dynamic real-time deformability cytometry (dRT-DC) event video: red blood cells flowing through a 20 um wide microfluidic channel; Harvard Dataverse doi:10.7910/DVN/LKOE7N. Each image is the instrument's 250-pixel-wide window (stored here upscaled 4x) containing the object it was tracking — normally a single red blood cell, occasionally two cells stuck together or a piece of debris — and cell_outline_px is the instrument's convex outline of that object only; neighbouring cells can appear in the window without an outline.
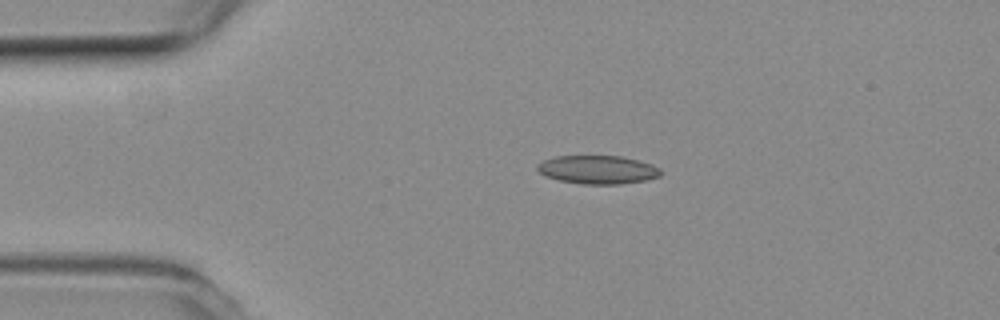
{"species": "common noctule bat (a hibernating species)", "species_latin": "Nyctalus noctula", "temperature_condition": "room temperature", "stored_images_in_passage": 43, "camera_frame_rate_fps": 3000, "um_per_image_px": 0.085, "animal": {"sex": "female", "body_mass_g": 19.3, "forearm_length_mm": 54.1}, "frame": {"image": 1, "passage_image": 1, "time_ms": 0.0, "image_size_px": [1000, 320], "cell_outline_px": [[660, 176], [644, 180], [620, 184], [584, 184], [560, 180], [544, 176], [536, 168], [536, 164], [544, 160], [556, 156], [620, 156], [652, 164], [660, 168]], "centroid_in_image_um": [50.78, 14.42], "position_along_channel_um": 34.2, "area_um2": 20.29}}
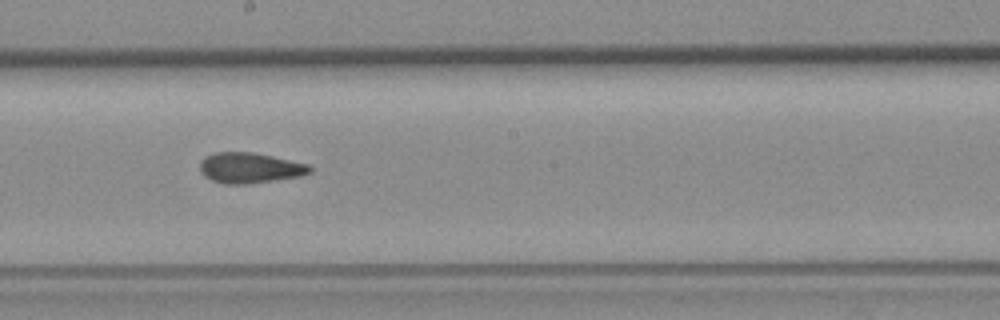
{"frame": {"image": 2, "passage_image": 19, "time_ms": 6.0, "image_size_px": [1000, 320], "cell_outline_px": [[312, 172], [300, 176], [276, 180], [244, 184], [224, 184], [212, 180], [204, 176], [200, 172], [200, 160], [204, 156], [216, 152], [252, 152], [272, 156], [308, 164], [312, 168]], "centroid_in_image_um": [21.21, 14.27], "position_along_channel_um": 227.0, "area_um2": 19.59}}
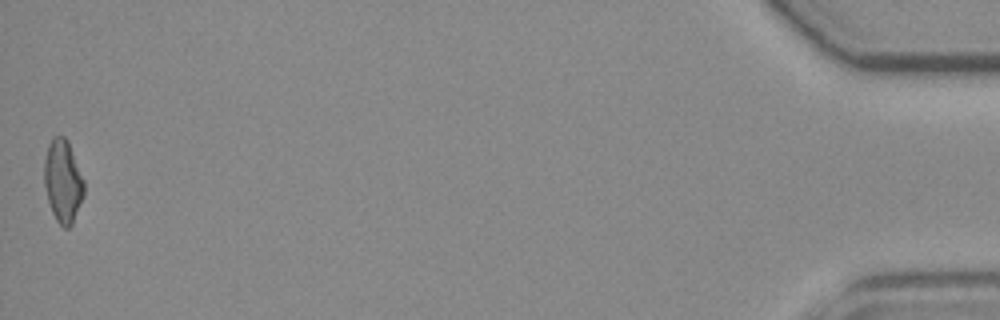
{"frame": {"image": 3, "passage_image": 43, "time_ms": 14.0, "image_size_px": [1000, 320], "cell_outline_px": [[84, 196], [72, 224], [68, 228], [64, 228], [56, 220], [52, 212], [48, 200], [44, 184], [44, 160], [48, 144], [52, 136], [64, 136], [68, 140], [84, 180]], "centroid_in_image_um": [5.35, 15.38], "position_along_channel_um": 429.9, "area_um2": 19.31}, "authors_computed_cell_mechanics": {"area_um2": 19.5942, "velocity_mm_per_s": 3.8406, "shape_relaxation_time_tau1_ms": null, "shape_relaxation_time_tau2_ms": 2.0492, "deformation_change_tau1": null, "deformation_change_tau2": 0.0979}}